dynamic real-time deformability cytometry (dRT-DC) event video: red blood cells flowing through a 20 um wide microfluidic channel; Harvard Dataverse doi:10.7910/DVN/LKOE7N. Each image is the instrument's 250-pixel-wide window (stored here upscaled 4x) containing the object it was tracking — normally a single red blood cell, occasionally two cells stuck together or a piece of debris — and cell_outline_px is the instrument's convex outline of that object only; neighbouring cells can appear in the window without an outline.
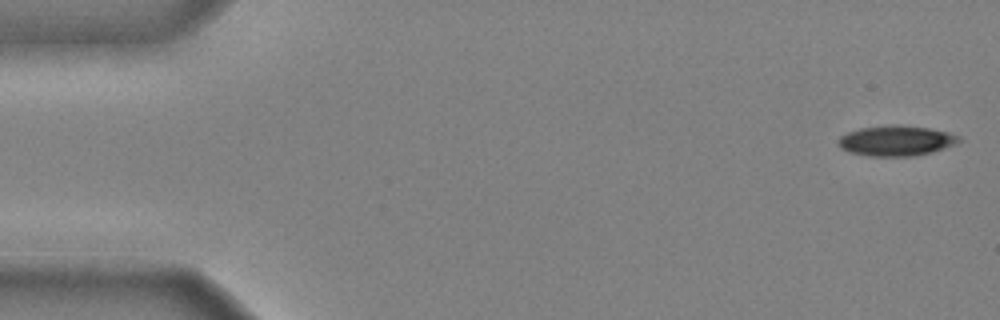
{"species": "common noctule bat (a hibernating species)", "species_latin": "Nyctalus noctula", "temperature_condition": "cold", "stored_images_in_passage": 10, "camera_frame_rate_fps": 3000, "um_per_image_px": 0.085, "animal": {"sex": "male", "body_mass_g": 20.4}, "frame": {"image": 1, "passage_image": 1, "time_ms": 0.0, "image_size_px": [1000, 320], "cell_outline_px": [[960, 140], [944, 148], [932, 152], [912, 156], [868, 156], [848, 152], [840, 148], [836, 140], [840, 136], [848, 132], [860, 128], [892, 124], [900, 124], [928, 128], [948, 132], [960, 136]], "centroid_in_image_um": [76.11, 11.95], "position_along_channel_um": 8.9, "area_um2": 21.39}}